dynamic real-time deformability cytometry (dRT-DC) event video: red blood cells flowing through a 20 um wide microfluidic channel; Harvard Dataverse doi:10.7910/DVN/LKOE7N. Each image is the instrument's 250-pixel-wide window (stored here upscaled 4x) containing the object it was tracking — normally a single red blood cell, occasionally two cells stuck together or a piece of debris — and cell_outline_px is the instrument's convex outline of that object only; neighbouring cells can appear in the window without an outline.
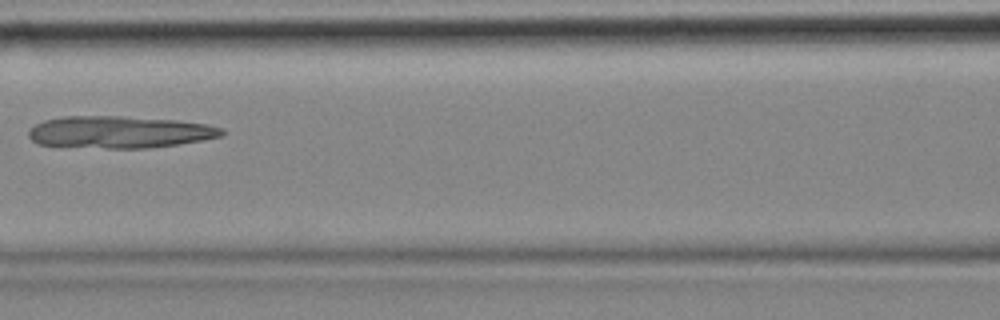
{"species": "common noctule bat (a hibernating species)", "species_latin": "Nyctalus noctula", "temperature_condition": "cold", "stored_images_in_passage": 8, "camera_frame_rate_fps": 3000, "um_per_image_px": 0.085, "animal": {"sex": "female", "body_mass_g": 18.4}, "frame": {"image": 1, "passage_image": 5, "time_ms": 1.333, "image_size_px": [1000, 320], "cell_outline_px": [[224, 136], [204, 140], [180, 144], [148, 148], [108, 148], [36, 144], [28, 136], [28, 128], [44, 120], [64, 116], [120, 116], [176, 120], [208, 124], [224, 128]], "centroid_in_image_um": [10.19, 11.22], "position_along_channel_um": 156.4, "area_um2": 36.3}}
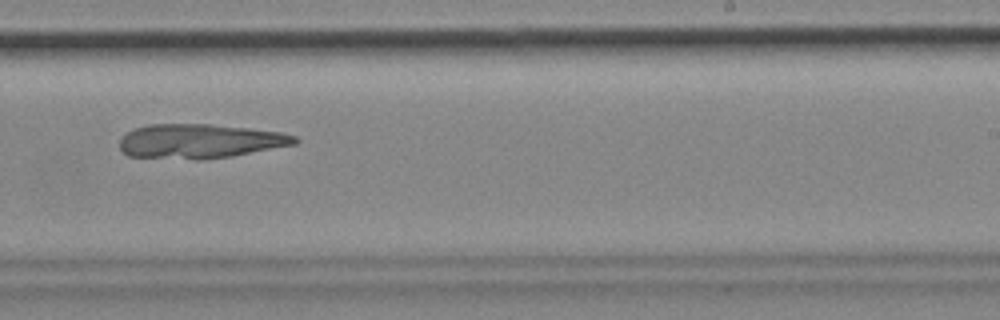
{"frame": {"image": 2, "passage_image": 8, "time_ms": 2.333, "image_size_px": [1000, 320], "cell_outline_px": [[300, 140], [296, 144], [232, 156], [200, 160], [196, 160], [128, 156], [120, 148], [120, 136], [132, 128], [148, 124], [212, 124], [248, 128], [280, 132], [296, 136]], "centroid_in_image_um": [16.95, 12.0], "position_along_channel_um": 272.0, "area_um2": 35.37}}